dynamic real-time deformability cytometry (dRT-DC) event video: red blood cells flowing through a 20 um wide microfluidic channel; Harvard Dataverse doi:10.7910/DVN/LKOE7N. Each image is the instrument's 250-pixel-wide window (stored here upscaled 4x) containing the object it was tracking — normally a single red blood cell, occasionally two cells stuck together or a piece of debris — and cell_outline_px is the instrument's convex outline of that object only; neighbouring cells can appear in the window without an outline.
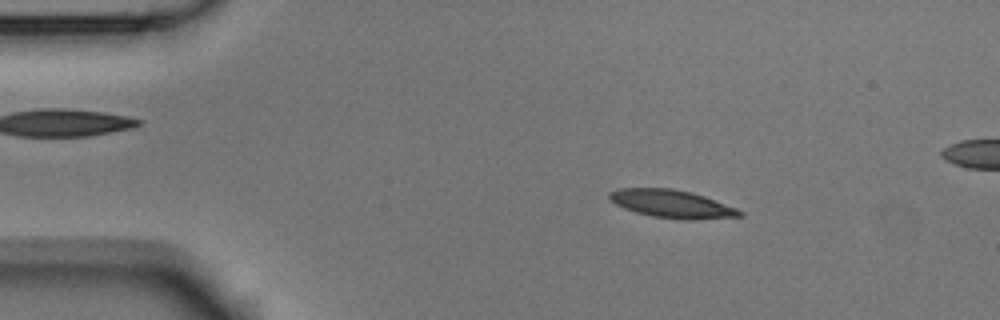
{"species": "Egyptian fruit bat (a non-hibernating species)", "species_latin": "Rousettus aegyptiacus", "temperature_condition": "room temperature", "stored_images_in_passage": 4, "camera_frame_rate_fps": 3000, "um_per_image_px": 0.085, "animal": {"sex": "male"}, "frame": {"image": 1, "passage_image": 1, "time_ms": 0.0, "image_size_px": [1000, 320], "cell_outline_px": [[744, 216], [696, 220], [684, 220], [652, 216], [636, 212], [624, 208], [608, 200], [608, 192], [616, 188], [672, 188], [692, 192], [704, 196], [736, 208], [744, 212]], "centroid_in_image_um": [57.09, 17.33], "position_along_channel_um": 27.9, "area_um2": 21.44}}